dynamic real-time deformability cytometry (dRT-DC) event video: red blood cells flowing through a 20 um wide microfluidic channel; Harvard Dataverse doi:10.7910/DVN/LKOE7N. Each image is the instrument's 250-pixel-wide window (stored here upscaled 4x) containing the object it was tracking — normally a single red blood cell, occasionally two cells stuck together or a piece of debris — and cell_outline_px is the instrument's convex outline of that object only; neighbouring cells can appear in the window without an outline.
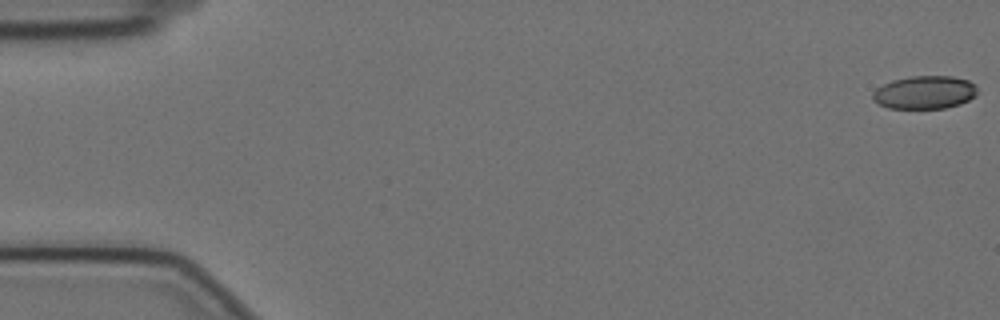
{"species": "Egyptian fruit bat (a non-hibernating species)", "species_latin": "Rousettus aegyptiacus", "temperature_condition": "cold", "stored_images_in_passage": 58, "camera_frame_rate_fps": 3000, "um_per_image_px": 0.085, "animal": {"sex": "female"}, "frame": {"image": 1, "passage_image": 1, "time_ms": 0.0, "image_size_px": [1000, 320], "cell_outline_px": [[976, 96], [960, 104], [944, 108], [888, 108], [872, 100], [872, 92], [876, 88], [892, 80], [912, 76], [952, 76], [968, 80], [976, 84]], "centroid_in_image_um": [78.59, 7.85], "position_along_channel_um": 6.4, "area_um2": 20.23}}
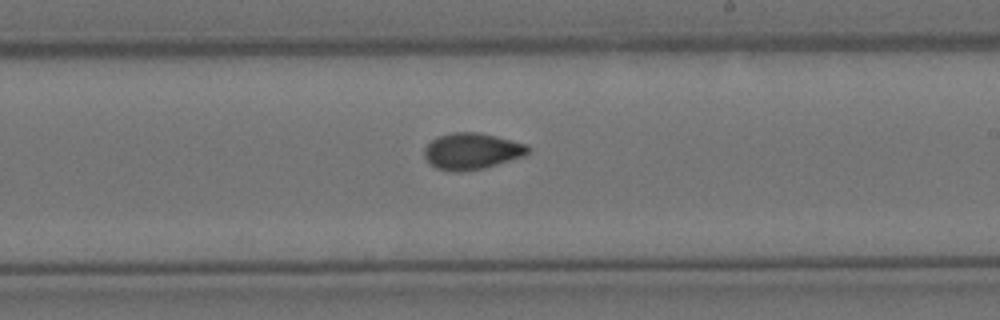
{"frame": {"image": 2, "passage_image": 34, "time_ms": 11.0, "image_size_px": [1000, 320], "cell_outline_px": [[528, 152], [524, 156], [484, 168], [460, 172], [452, 172], [436, 168], [424, 156], [424, 148], [436, 136], [452, 132], [480, 132], [528, 144]], "centroid_in_image_um": [40.09, 12.84], "position_along_channel_um": 248.9, "area_um2": 22.02}}
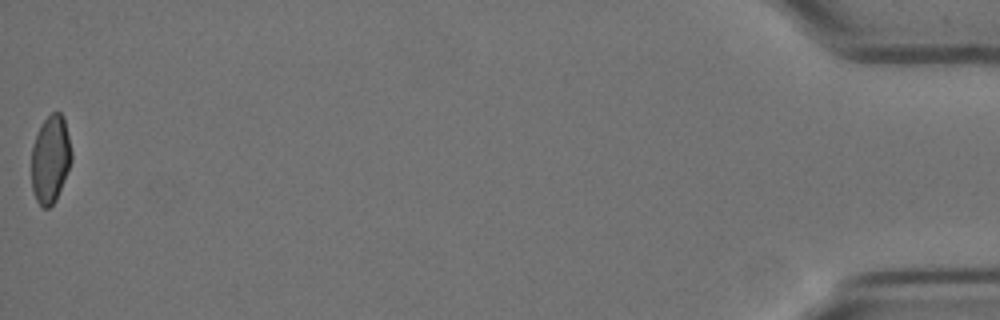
{"frame": {"image": 3, "passage_image": 58, "time_ms": 19.0, "image_size_px": [1000, 320], "cell_outline_px": [[72, 160], [56, 200], [48, 208], [44, 208], [36, 200], [32, 188], [32, 144], [40, 124], [52, 112], [60, 112], [64, 116], [72, 152]], "centroid_in_image_um": [4.29, 13.5], "position_along_channel_um": 430.9, "area_um2": 20.52}, "authors_computed_cell_mechanics": {"area_um2": 21.4149, "velocity_mm_per_s": 3.5156, "shape_relaxation_time_tau1_ms": null, "shape_relaxation_time_tau2_ms": 2.848, "deformation_change_tau1": null, "deformation_change_tau2": 0.0628}}